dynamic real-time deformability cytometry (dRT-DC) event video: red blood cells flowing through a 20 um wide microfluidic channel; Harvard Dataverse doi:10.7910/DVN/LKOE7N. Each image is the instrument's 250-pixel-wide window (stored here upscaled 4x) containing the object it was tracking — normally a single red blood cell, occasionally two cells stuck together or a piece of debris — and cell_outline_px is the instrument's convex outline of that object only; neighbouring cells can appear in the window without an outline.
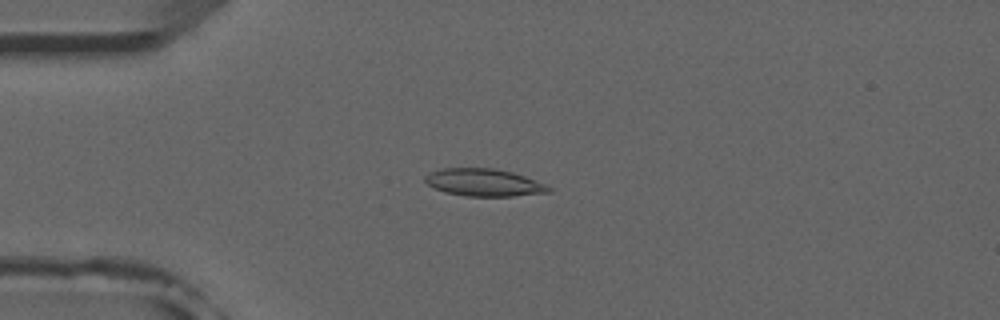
{"species": "common noctule bat (a hibernating species)", "species_latin": "Nyctalus noctula", "temperature_condition": "room temperature", "stored_images_in_passage": 29, "camera_frame_rate_fps": 3000, "um_per_image_px": 0.085, "animal": {"sex": "male", "forearm_length_mm": 52.5}, "frame": {"image": 1, "passage_image": 10, "time_ms": 3.0, "image_size_px": [1000, 320], "cell_outline_px": [[552, 192], [512, 196], [468, 196], [444, 192], [428, 184], [424, 180], [424, 176], [428, 172], [440, 168], [496, 168], [512, 172], [524, 176], [544, 184], [552, 188]], "centroid_in_image_um": [41.11, 15.5], "position_along_channel_um": 43.9, "area_um2": 19.77}}
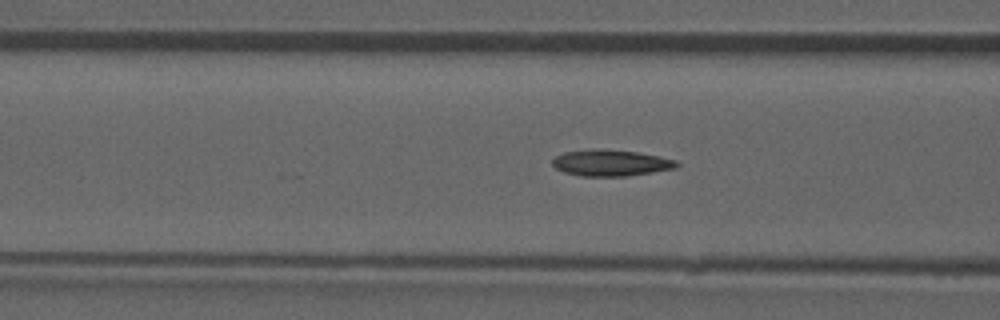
{"frame": {"image": 2, "passage_image": 17, "time_ms": 5.333, "image_size_px": [1000, 320], "cell_outline_px": [[680, 164], [676, 168], [628, 176], [580, 176], [564, 172], [556, 168], [552, 164], [552, 160], [556, 156], [564, 152], [588, 148], [600, 148], [636, 152], [660, 156], [676, 160]], "centroid_in_image_um": [51.91, 13.83], "position_along_channel_um": 114.7, "area_um2": 19.25}}
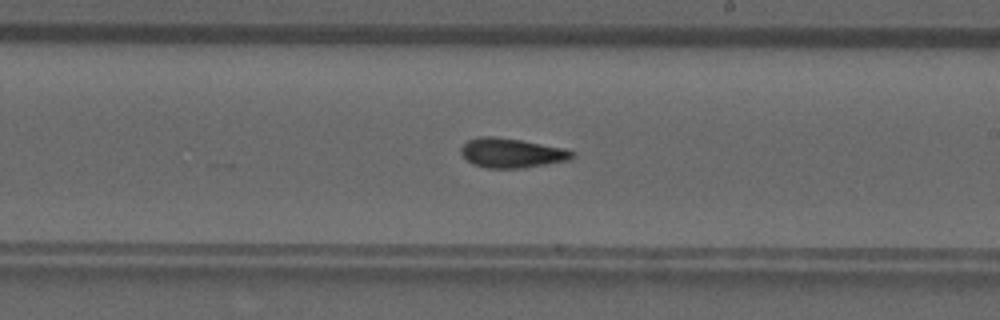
{"frame": {"image": 3, "passage_image": 27, "time_ms": 8.667, "image_size_px": [1000, 320], "cell_outline_px": [[576, 156], [568, 160], [524, 168], [488, 168], [472, 164], [460, 152], [460, 148], [468, 140], [480, 136], [496, 136], [520, 140], [564, 148], [576, 152]], "centroid_in_image_um": [43.5, 13.0], "position_along_channel_um": 245.5, "area_um2": 19.13}}